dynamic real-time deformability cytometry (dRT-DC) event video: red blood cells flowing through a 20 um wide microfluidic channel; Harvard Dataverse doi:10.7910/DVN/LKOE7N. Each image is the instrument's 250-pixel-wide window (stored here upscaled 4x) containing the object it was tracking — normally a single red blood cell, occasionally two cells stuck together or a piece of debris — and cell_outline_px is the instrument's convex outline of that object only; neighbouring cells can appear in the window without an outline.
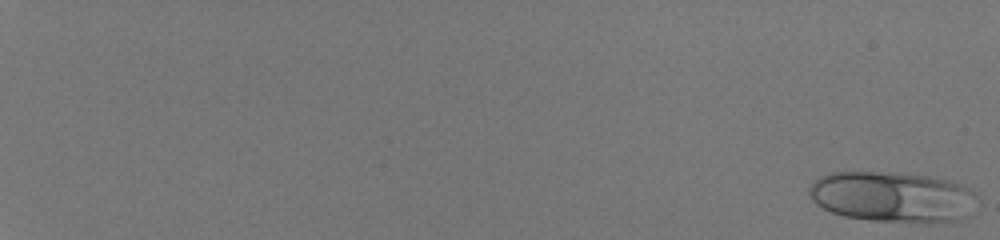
{"species": "human", "species_latin": "Homo sapiens", "temperature_condition": "room temperature", "stored_images_in_passage": 55, "camera_frame_rate_fps": 3000, "um_per_image_px": 0.085, "donor": {"sex": "male"}, "frame": {"image": 1, "passage_image": 1, "time_ms": 0.0, "image_size_px": [1000, 240], "cell_outline_px": [[980, 200], [960, 220], [932, 224], [924, 224], [872, 220], [844, 216], [832, 212], [816, 204], [808, 196], [808, 188], [820, 176], [832, 172], [900, 172], [928, 176], [948, 180], [960, 184], [968, 188]], "centroid_in_image_um": [75.87, 16.75], "position_along_channel_um": 9.1, "area_um2": 50.23}}
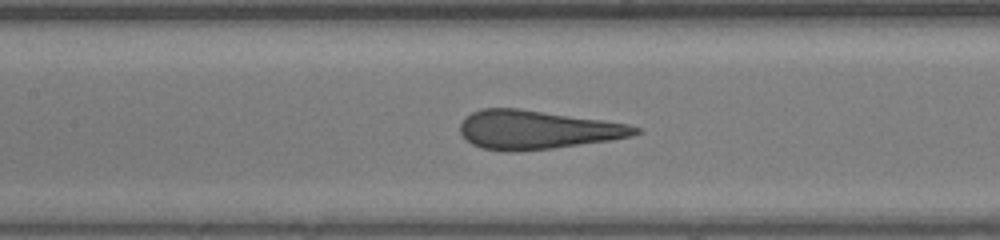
{"frame": {"image": 2, "passage_image": 32, "time_ms": 10.333, "image_size_px": [1000, 240], "cell_outline_px": [[644, 132], [632, 136], [608, 140], [552, 148], [516, 152], [512, 152], [480, 148], [464, 140], [460, 132], [460, 124], [464, 116], [480, 108], [520, 108], [604, 120], [628, 124], [640, 128]], "centroid_in_image_um": [45.61, 11.02], "position_along_channel_um": 161.8, "area_um2": 39.82}}
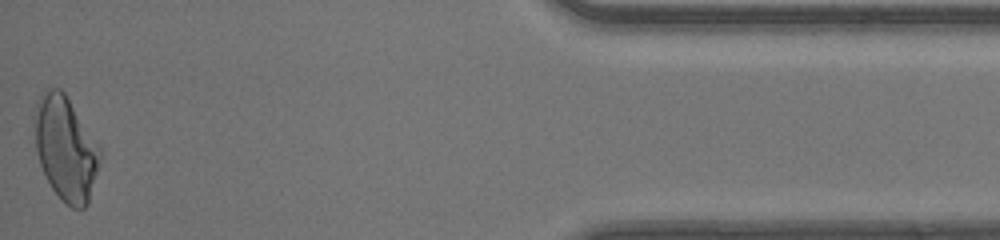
{"frame": {"image": 3, "passage_image": 55, "time_ms": 18.0, "image_size_px": [1000, 240], "cell_outline_px": [[100, 156], [88, 204], [84, 208], [72, 208], [52, 188], [40, 164], [36, 152], [32, 116], [36, 100], [48, 88], [60, 88], [64, 92], [100, 148]], "centroid_in_image_um": [5.52, 12.56], "position_along_channel_um": 429.7, "area_um2": 39.19}, "authors_computed_cell_mechanics": {"area_um2": 40.9224, "velocity_mm_per_s": 4.1968, "shape_relaxation_time_tau1_ms": 6.5986, "shape_relaxation_time_tau2_ms": null, "deformation_change_tau1": 0.2164, "deformation_change_tau2": null}}